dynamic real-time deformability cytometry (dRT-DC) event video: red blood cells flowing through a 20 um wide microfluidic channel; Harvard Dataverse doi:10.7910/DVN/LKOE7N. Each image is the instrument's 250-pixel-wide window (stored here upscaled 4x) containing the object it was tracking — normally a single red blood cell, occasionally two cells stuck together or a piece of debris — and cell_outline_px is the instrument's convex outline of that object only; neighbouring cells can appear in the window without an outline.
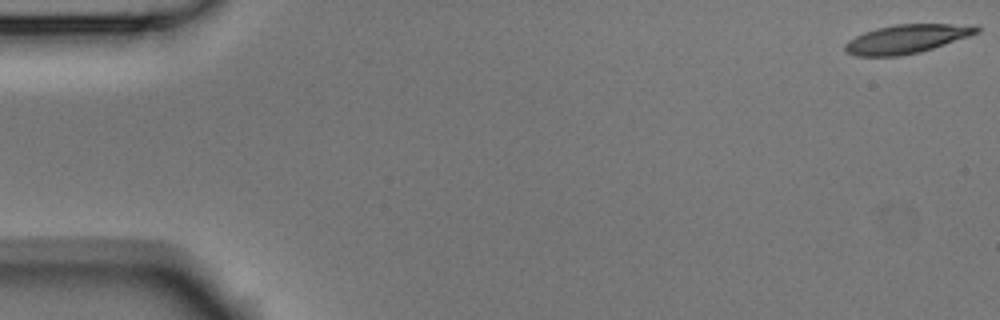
{"species": "Egyptian fruit bat (a non-hibernating species)", "species_latin": "Rousettus aegyptiacus", "temperature_condition": "room temperature", "stored_images_in_passage": 17, "camera_frame_rate_fps": 3000, "um_per_image_px": 0.085, "animal": {"sex": "male"}, "frame": {"image": 1, "passage_image": 1, "time_ms": 0.0, "image_size_px": [1000, 320], "cell_outline_px": [[980, 32], [920, 52], [900, 56], [856, 56], [844, 52], [844, 44], [848, 40], [864, 32], [876, 28], [896, 24], [952, 24], [980, 28]], "centroid_in_image_um": [76.96, 3.32], "position_along_channel_um": 8.0, "area_um2": 21.79}}
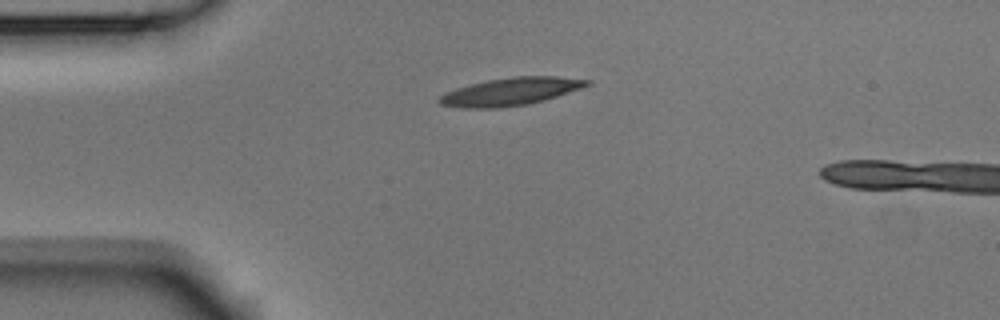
{"frame": {"image": 2, "passage_image": 13, "time_ms": 4.0, "image_size_px": [1000, 320], "cell_outline_px": [[592, 84], [544, 100], [528, 104], [496, 108], [460, 108], [440, 104], [436, 100], [444, 92], [456, 88], [488, 80], [512, 76], [556, 76], [592, 80]], "centroid_in_image_um": [43.38, 7.78], "position_along_channel_um": 41.6, "area_um2": 23.81}}